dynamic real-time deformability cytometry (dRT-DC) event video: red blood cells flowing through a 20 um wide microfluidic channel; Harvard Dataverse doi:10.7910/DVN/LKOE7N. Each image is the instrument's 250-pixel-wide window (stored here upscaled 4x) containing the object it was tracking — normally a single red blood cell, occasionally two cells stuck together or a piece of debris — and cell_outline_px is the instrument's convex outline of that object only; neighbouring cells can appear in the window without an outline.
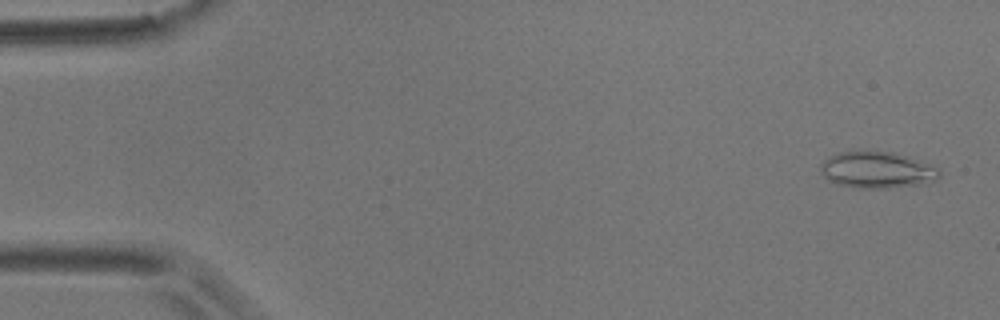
{"species": "common noctule bat (a hibernating species)", "species_latin": "Nyctalus noctula", "temperature_condition": "room temperature", "stored_images_in_passage": 5, "camera_frame_rate_fps": 3000, "um_per_image_px": 0.085, "animal": {"sex": "male", "body_mass_g": 17.9}, "frame": {"image": 1, "passage_image": 1, "time_ms": 0.0, "image_size_px": [1000, 320], "cell_outline_px": [[940, 176], [936, 180], [924, 184], [888, 188], [856, 188], [836, 184], [828, 180], [824, 176], [820, 168], [820, 164], [824, 160], [840, 152], [892, 152], [904, 156], [936, 168], [940, 172]], "centroid_in_image_um": [74.51, 14.48], "position_along_channel_um": 10.5, "area_um2": 24.74}}